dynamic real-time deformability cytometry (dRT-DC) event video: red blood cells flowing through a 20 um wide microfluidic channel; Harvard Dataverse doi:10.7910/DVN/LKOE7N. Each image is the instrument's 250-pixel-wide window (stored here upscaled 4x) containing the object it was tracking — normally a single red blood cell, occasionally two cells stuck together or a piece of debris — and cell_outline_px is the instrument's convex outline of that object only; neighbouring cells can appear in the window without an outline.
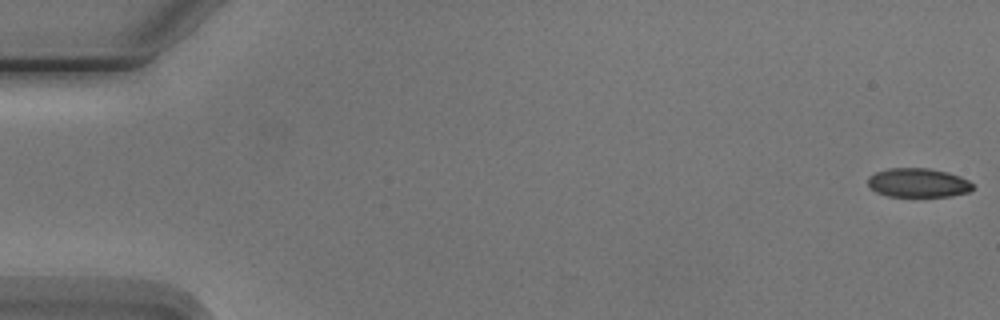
{"species": "Egyptian fruit bat (a non-hibernating species)", "species_latin": "Rousettus aegyptiacus", "temperature_condition": "cold", "stored_images_in_passage": 5, "camera_frame_rate_fps": 3000, "um_per_image_px": 0.085, "animal": {"sex": "male"}, "frame": {"image": 1, "passage_image": 1, "time_ms": 0.0, "image_size_px": [1000, 320], "cell_outline_px": [[972, 188], [968, 192], [952, 196], [888, 196], [876, 192], [868, 184], [868, 176], [876, 172], [888, 168], [928, 168], [948, 172], [960, 176], [968, 180], [972, 184]], "centroid_in_image_um": [78.03, 15.53], "position_along_channel_um": 7.0, "area_um2": 17.69}}